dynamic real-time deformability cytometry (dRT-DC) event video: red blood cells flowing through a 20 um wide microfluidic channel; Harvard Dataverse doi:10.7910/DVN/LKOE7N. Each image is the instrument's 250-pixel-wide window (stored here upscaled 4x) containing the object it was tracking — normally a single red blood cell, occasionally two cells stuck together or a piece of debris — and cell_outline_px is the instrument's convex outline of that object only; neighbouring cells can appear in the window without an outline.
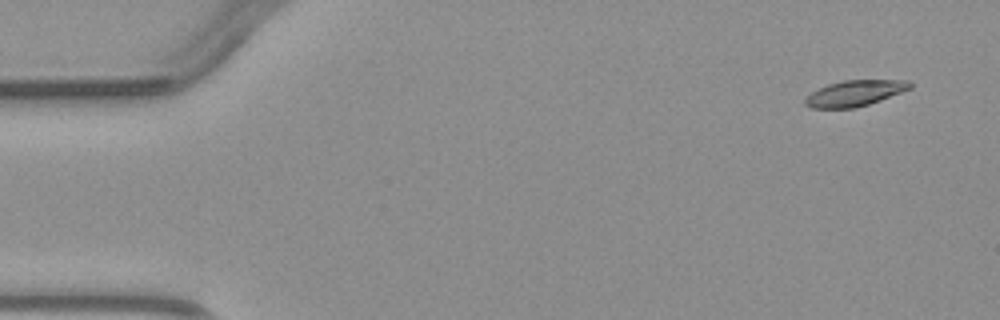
{"species": "common noctule bat (a hibernating species)", "species_latin": "Nyctalus noctula", "temperature_condition": "warm", "stored_images_in_passage": 7, "camera_frame_rate_fps": 3000, "um_per_image_px": 0.085, "animal": {"sex": "male", "body_mass_g": 23.1, "forearm_length_mm": 52.7}, "frame": {"image": 1, "passage_image": 1, "time_ms": 0.0, "image_size_px": [1000, 320], "cell_outline_px": [[912, 88], [880, 100], [856, 108], [812, 108], [804, 104], [804, 100], [812, 92], [828, 84], [844, 80], [908, 80], [912, 84]], "centroid_in_image_um": [72.67, 7.92], "position_along_channel_um": 12.3, "area_um2": 15.66}}
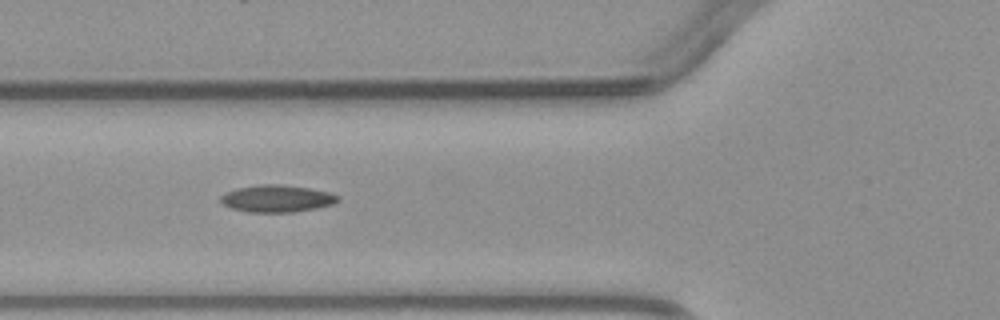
{"frame": {"image": 2, "passage_image": 6, "time_ms": 8.667, "image_size_px": [1000, 320], "cell_outline_px": [[340, 200], [332, 204], [316, 208], [292, 212], [248, 212], [232, 208], [224, 204], [220, 200], [220, 196], [236, 188], [260, 184], [276, 184], [308, 188], [328, 192], [340, 196]], "centroid_in_image_um": [23.54, 16.88], "position_along_channel_um": 102.3, "area_um2": 18.32}}
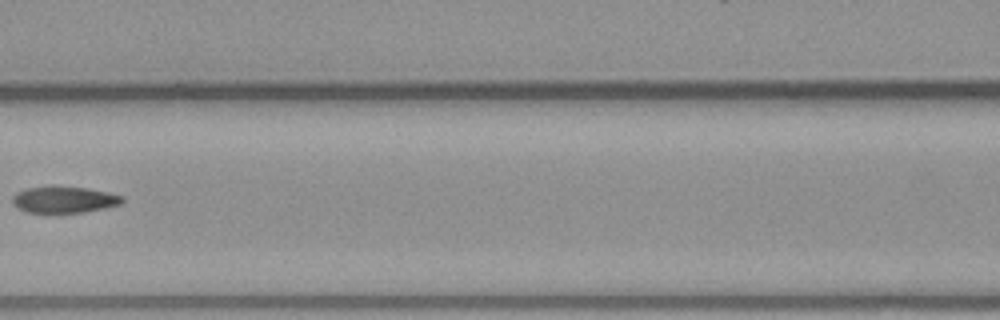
{"frame": {"image": 3, "passage_image": 7, "time_ms": 10.0, "image_size_px": [1000, 320], "cell_outline_px": [[124, 200], [120, 204], [104, 208], [84, 212], [28, 212], [16, 208], [12, 204], [12, 196], [16, 192], [28, 188], [52, 184], [88, 188], [108, 192], [124, 196]], "centroid_in_image_um": [5.42, 16.93], "position_along_channel_um": 161.2, "area_um2": 17.34}}